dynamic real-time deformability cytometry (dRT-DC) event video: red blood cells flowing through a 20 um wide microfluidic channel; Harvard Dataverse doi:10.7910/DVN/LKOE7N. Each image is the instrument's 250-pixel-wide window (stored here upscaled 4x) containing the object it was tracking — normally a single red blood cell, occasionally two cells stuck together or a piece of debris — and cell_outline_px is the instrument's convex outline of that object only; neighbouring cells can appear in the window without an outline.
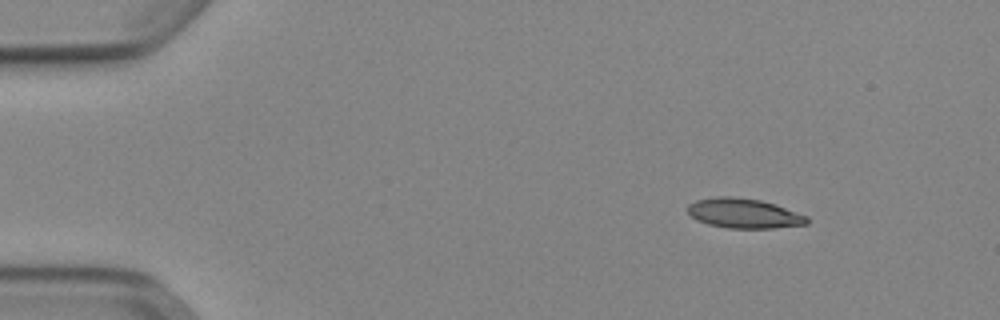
{"species": "Egyptian fruit bat (a non-hibernating species)", "species_latin": "Rousettus aegyptiacus", "temperature_condition": "cold", "stored_images_in_passage": 46, "camera_frame_rate_fps": 3000, "um_per_image_px": 0.085, "animal": {"sex": "female"}, "frame": {"image": 1, "passage_image": 1, "time_ms": 0.0, "image_size_px": [1000, 320], "cell_outline_px": [[808, 224], [772, 228], [728, 228], [708, 224], [696, 220], [688, 212], [688, 204], [696, 200], [716, 196], [732, 196], [760, 200], [776, 204], [808, 216]], "centroid_in_image_um": [63.23, 18.13], "position_along_channel_um": 21.8, "area_um2": 20.75}}
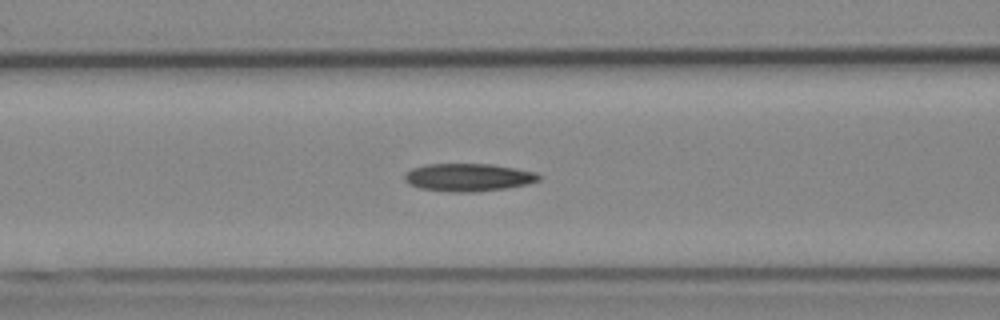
{"frame": {"image": 2, "passage_image": 16, "time_ms": 5.0, "image_size_px": [1000, 320], "cell_outline_px": [[540, 180], [528, 184], [508, 188], [476, 192], [448, 192], [420, 188], [408, 184], [404, 180], [404, 172], [412, 168], [424, 164], [492, 164], [516, 168], [536, 172], [540, 176]], "centroid_in_image_um": [39.78, 15.08], "position_along_channel_um": 126.8, "area_um2": 22.08}}
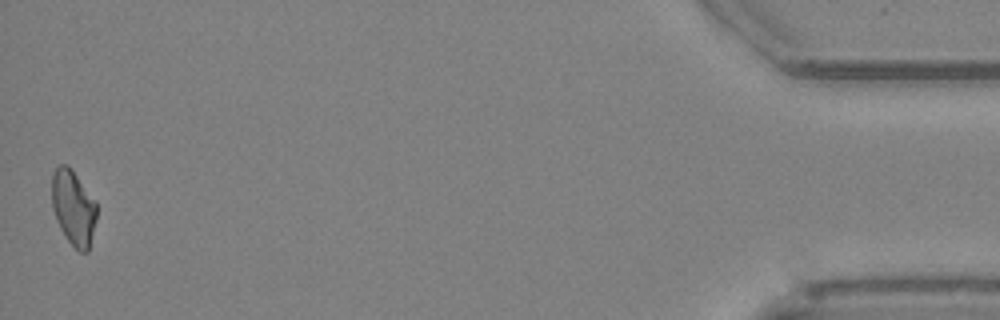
{"frame": {"image": 3, "passage_image": 46, "time_ms": 15.0, "image_size_px": [1000, 320], "cell_outline_px": [[96, 220], [88, 252], [80, 252], [68, 240], [60, 228], [56, 220], [52, 208], [52, 172], [60, 164], [68, 164], [96, 200]], "centroid_in_image_um": [6.24, 17.62], "position_along_channel_um": 429.0, "area_um2": 19.71}, "authors_computed_cell_mechanics": {"area_um2": 20.7502, "velocity_mm_per_s": 3.8986, "shape_relaxation_time_tau1_ms": null, "shape_relaxation_time_tau2_ms": 4.7282, "deformation_change_tau1": null, "deformation_change_tau2": 0.139}}